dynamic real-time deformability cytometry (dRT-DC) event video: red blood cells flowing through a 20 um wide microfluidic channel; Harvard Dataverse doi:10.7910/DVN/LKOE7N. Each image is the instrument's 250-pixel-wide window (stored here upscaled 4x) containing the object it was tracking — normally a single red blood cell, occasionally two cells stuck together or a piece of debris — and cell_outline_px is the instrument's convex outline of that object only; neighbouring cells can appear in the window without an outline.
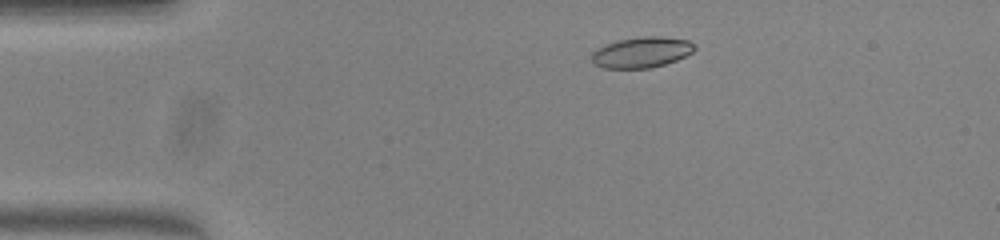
{"species": "common noctule bat (a hibernating species)", "species_latin": "Nyctalus noctula", "temperature_condition": "warm", "stored_images_in_passage": 48, "camera_frame_rate_fps": 3000, "um_per_image_px": 0.085, "animal": {"sex": "female", "body_mass_g": 23.0, "forearm_length_mm": 53.4}, "frame": {"image": 1, "passage_image": 6, "time_ms": 1.667, "image_size_px": [1000, 240], "cell_outline_px": [[696, 48], [692, 52], [676, 60], [664, 64], [648, 68], [604, 68], [592, 64], [592, 52], [616, 40], [644, 36], [660, 36], [688, 40]], "centroid_in_image_um": [54.52, 4.45], "position_along_channel_um": 30.5, "area_um2": 18.21}}
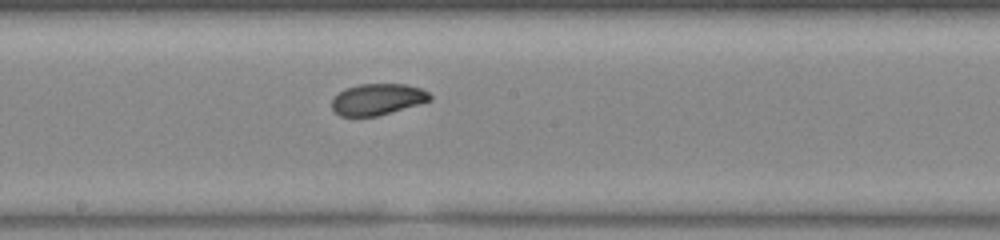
{"frame": {"image": 2, "passage_image": 24, "time_ms": 7.667, "image_size_px": [1000, 240], "cell_outline_px": [[432, 100], [420, 104], [376, 116], [340, 116], [332, 108], [332, 96], [348, 88], [360, 84], [408, 84], [420, 88], [428, 92], [432, 96]], "centroid_in_image_um": [32.11, 8.44], "position_along_channel_um": 216.1, "area_um2": 17.86}}
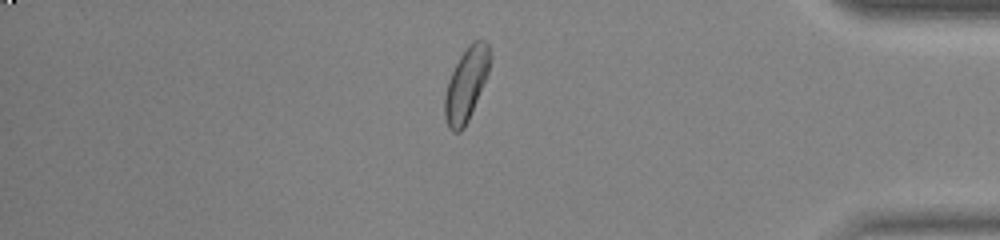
{"frame": {"image": 3, "passage_image": 40, "time_ms": 13.0, "image_size_px": [1000, 240], "cell_outline_px": [[492, 60], [488, 72], [468, 120], [464, 128], [460, 132], [452, 132], [448, 128], [444, 116], [444, 96], [448, 80], [460, 56], [468, 44], [476, 40], [484, 40], [488, 44], [492, 56]], "centroid_in_image_um": [39.62, 7.16], "position_along_channel_um": 395.6, "area_um2": 19.31}, "authors_computed_cell_mechanics": {"area_um2": 18.6116, "velocity_mm_per_s": 3.9823, "shape_relaxation_time_tau1_ms": 4.7686, "shape_relaxation_time_tau2_ms": 2.7734, "deformation_change_tau1": 0.1363, "deformation_change_tau2": 0.0578}}